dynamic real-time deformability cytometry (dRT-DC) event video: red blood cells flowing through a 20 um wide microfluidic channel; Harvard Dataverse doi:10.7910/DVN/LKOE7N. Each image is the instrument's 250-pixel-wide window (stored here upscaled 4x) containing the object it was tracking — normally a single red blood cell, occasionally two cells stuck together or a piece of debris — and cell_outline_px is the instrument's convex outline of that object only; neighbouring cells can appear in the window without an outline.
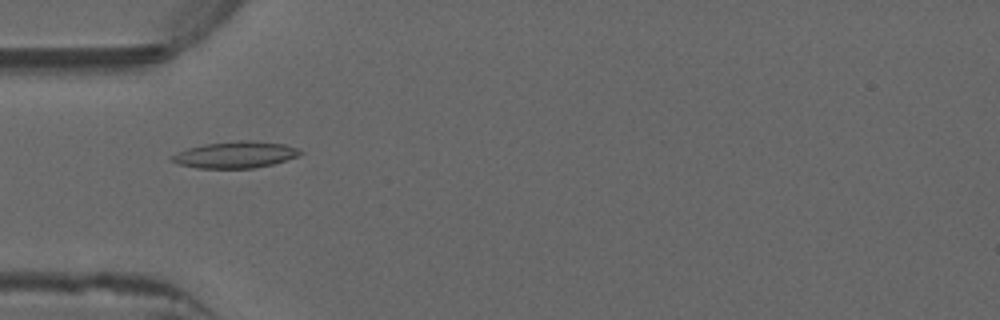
{"species": "common noctule bat (a hibernating species)", "species_latin": "Nyctalus noctula", "temperature_condition": "warm", "stored_images_in_passage": 37, "camera_frame_rate_fps": 3000, "um_per_image_px": 0.085, "animal": {"sex": "male", "forearm_length_mm": 52.5}, "frame": {"image": 1, "passage_image": 2, "time_ms": 0.333, "image_size_px": [1000, 320], "cell_outline_px": [[304, 152], [296, 156], [272, 164], [252, 168], [196, 168], [180, 164], [172, 160], [172, 156], [176, 152], [188, 148], [204, 144], [236, 140], [252, 140], [284, 144], [296, 148]], "centroid_in_image_um": [19.99, 13.14], "position_along_channel_um": 65.0, "area_um2": 19.65}}
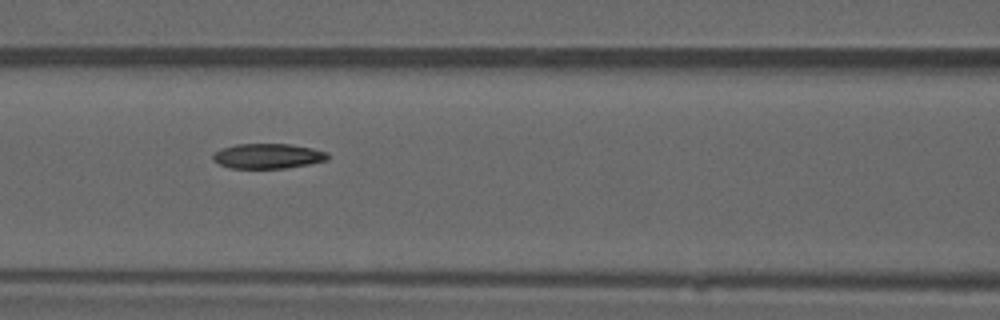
{"frame": {"image": 2, "passage_image": 8, "time_ms": 2.333, "image_size_px": [1000, 320], "cell_outline_px": [[328, 160], [308, 164], [284, 168], [228, 168], [212, 160], [212, 156], [216, 152], [224, 148], [236, 144], [288, 144], [312, 148], [328, 152]], "centroid_in_image_um": [22.77, 13.27], "position_along_channel_um": 143.8, "area_um2": 16.59}}
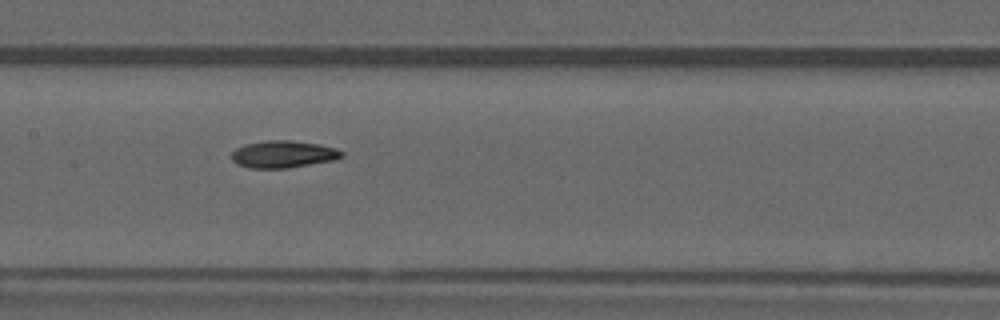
{"frame": {"image": 3, "passage_image": 11, "time_ms": 3.333, "image_size_px": [1000, 320], "cell_outline_px": [[344, 156], [336, 160], [288, 168], [248, 168], [236, 164], [232, 160], [232, 152], [236, 148], [244, 144], [264, 140], [292, 140], [320, 144], [336, 148], [344, 152]], "centroid_in_image_um": [24.09, 13.1], "position_along_channel_um": 183.3, "area_um2": 17.74}, "authors_computed_cell_mechanics": {"area_um2": 16.9932, "velocity_mm_per_s": 3.9592, "shape_relaxation_time_tau1_ms": 9.0975, "shape_relaxation_time_tau2_ms": 3.8255, "deformation_change_tau1": 0.22, "deformation_change_tau2": 0.0862}}